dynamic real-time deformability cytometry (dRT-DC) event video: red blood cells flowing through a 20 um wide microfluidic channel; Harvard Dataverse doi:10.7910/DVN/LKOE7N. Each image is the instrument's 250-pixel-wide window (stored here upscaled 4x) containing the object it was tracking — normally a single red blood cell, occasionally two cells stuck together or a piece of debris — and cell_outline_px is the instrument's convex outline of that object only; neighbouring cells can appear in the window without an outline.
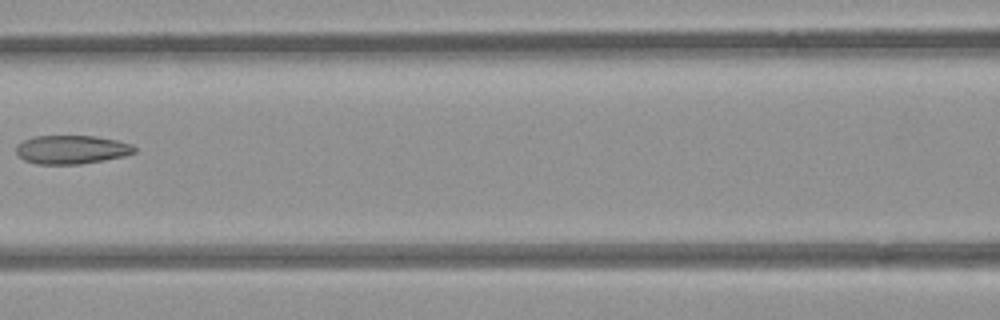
{"species": "common noctule bat (a hibernating species)", "species_latin": "Nyctalus noctula", "temperature_condition": "room temperature", "stored_images_in_passage": 7, "camera_frame_rate_fps": 3000, "um_per_image_px": 0.085, "animal": {"sex": "female", "body_mass_g": 21.9}, "frame": {"image": 1, "passage_image": 5, "time_ms": 1.333, "image_size_px": [1000, 320], "cell_outline_px": [[136, 152], [124, 156], [104, 160], [80, 164], [36, 164], [24, 160], [16, 152], [16, 144], [24, 140], [36, 136], [96, 136], [116, 140], [132, 144], [136, 148]], "centroid_in_image_um": [6.09, 12.71], "position_along_channel_um": 160.5, "area_um2": 19.77}}
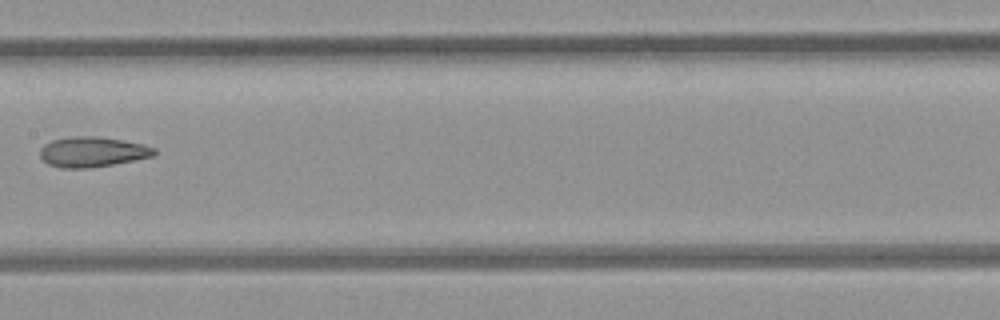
{"frame": {"image": 2, "passage_image": 6, "time_ms": 1.667, "image_size_px": [1000, 320], "cell_outline_px": [[156, 152], [152, 156], [112, 164], [88, 168], [60, 168], [48, 164], [40, 156], [40, 148], [44, 144], [52, 140], [72, 136], [96, 136], [124, 140], [156, 148]], "centroid_in_image_um": [7.81, 12.9], "position_along_channel_um": 199.6, "area_um2": 19.94}}
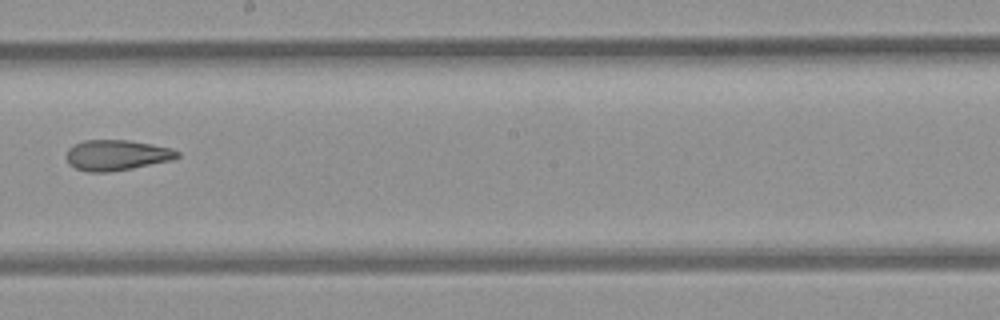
{"frame": {"image": 3, "passage_image": 7, "time_ms": 2.0, "image_size_px": [1000, 320], "cell_outline_px": [[180, 156], [172, 160], [132, 168], [108, 172], [88, 172], [76, 168], [68, 164], [64, 156], [68, 148], [84, 140], [128, 140], [172, 148], [180, 152]], "centroid_in_image_um": [9.89, 13.19], "position_along_channel_um": 238.3, "area_um2": 19.83}}